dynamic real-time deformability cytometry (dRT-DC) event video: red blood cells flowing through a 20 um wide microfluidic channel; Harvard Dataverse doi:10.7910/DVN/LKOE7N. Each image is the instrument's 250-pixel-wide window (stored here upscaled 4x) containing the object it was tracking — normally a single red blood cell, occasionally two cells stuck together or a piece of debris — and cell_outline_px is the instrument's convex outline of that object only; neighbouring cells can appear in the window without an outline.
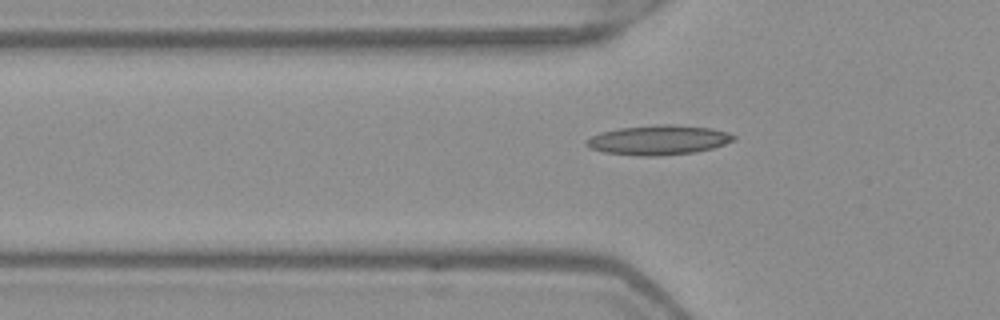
{"species": "Egyptian fruit bat (a non-hibernating species)", "species_latin": "Rousettus aegyptiacus", "temperature_condition": "warm", "stored_images_in_passage": 39, "camera_frame_rate_fps": 3000, "um_per_image_px": 0.085, "frame": {"image": 1, "passage_image": 7, "time_ms": 2.0, "image_size_px": [1000, 320], "cell_outline_px": [[736, 140], [712, 148], [696, 152], [660, 156], [636, 156], [604, 152], [588, 148], [584, 144], [584, 140], [600, 132], [620, 128], [660, 124], [672, 124], [712, 128], [728, 132], [736, 136]], "centroid_in_image_um": [55.96, 11.9], "position_along_channel_um": 69.8, "area_um2": 25.72}}
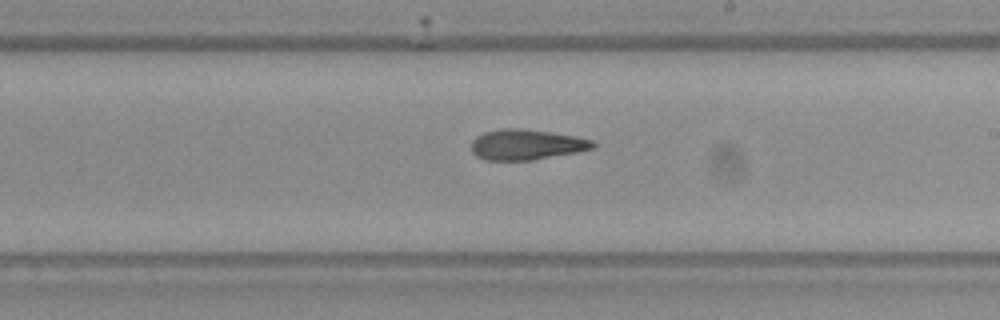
{"frame": {"image": 2, "passage_image": 20, "time_ms": 6.333, "image_size_px": [1000, 320], "cell_outline_px": [[596, 144], [592, 148], [580, 152], [532, 160], [484, 160], [476, 156], [472, 152], [472, 140], [476, 136], [484, 132], [504, 128], [520, 128], [576, 136], [592, 140]], "centroid_in_image_um": [44.74, 12.3], "position_along_channel_um": 244.3, "area_um2": 21.62}}
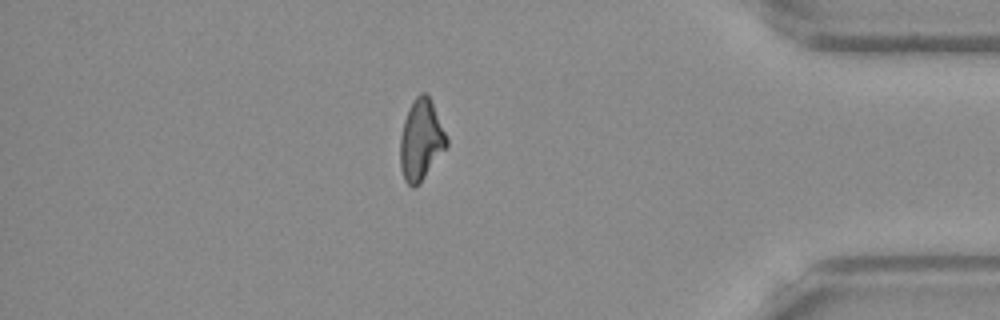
{"frame": {"image": 3, "passage_image": 34, "time_ms": 11.0, "image_size_px": [1000, 320], "cell_outline_px": [[448, 144], [420, 184], [412, 188], [404, 180], [400, 168], [400, 136], [404, 120], [408, 108], [412, 100], [420, 92], [424, 92], [428, 96], [432, 104], [448, 140]], "centroid_in_image_um": [35.75, 11.93], "position_along_channel_um": 399.5, "area_um2": 21.68}}